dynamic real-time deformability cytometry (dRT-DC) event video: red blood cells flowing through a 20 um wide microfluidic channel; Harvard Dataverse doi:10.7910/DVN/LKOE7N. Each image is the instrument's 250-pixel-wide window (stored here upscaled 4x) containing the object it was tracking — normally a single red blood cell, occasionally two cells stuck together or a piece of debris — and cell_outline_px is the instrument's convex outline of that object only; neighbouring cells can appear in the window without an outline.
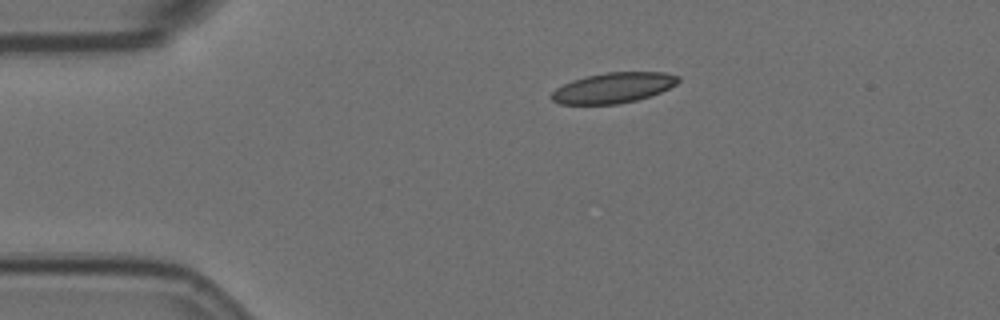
{"species": "Egyptian fruit bat (a non-hibernating species)", "species_latin": "Rousettus aegyptiacus", "temperature_condition": "room temperature", "stored_images_in_passage": 3, "camera_frame_rate_fps": 3000, "um_per_image_px": 0.085, "animal": {"sex": "female"}, "frame": {"image": 1, "passage_image": 1, "time_ms": 0.0, "image_size_px": [1000, 320], "cell_outline_px": [[680, 80], [676, 84], [652, 96], [620, 104], [560, 104], [552, 100], [552, 92], [556, 88], [572, 80], [584, 76], [604, 72], [664, 72], [680, 76]], "centroid_in_image_um": [52.15, 7.46], "position_along_channel_um": 32.9, "area_um2": 22.54}}
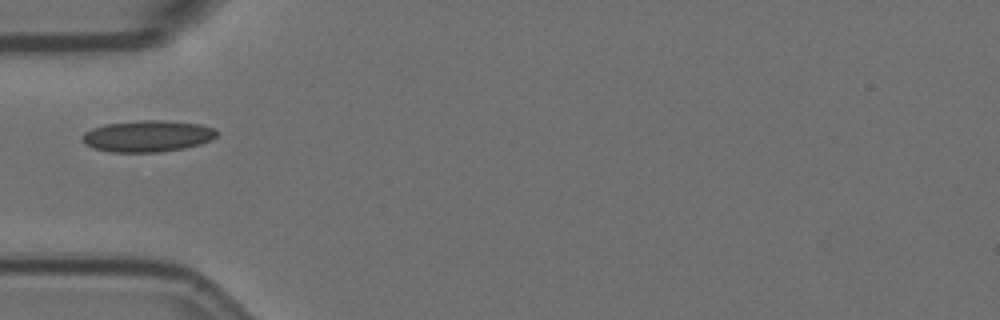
{"frame": {"image": 2, "passage_image": 3, "time_ms": 0.667, "image_size_px": [1000, 320], "cell_outline_px": [[220, 132], [212, 140], [200, 144], [184, 148], [160, 152], [112, 152], [92, 148], [84, 144], [80, 140], [80, 136], [84, 132], [92, 128], [104, 124], [140, 120], [164, 120], [200, 124], [216, 128]], "centroid_in_image_um": [12.53, 11.56], "position_along_channel_um": 72.5, "area_um2": 25.09}}